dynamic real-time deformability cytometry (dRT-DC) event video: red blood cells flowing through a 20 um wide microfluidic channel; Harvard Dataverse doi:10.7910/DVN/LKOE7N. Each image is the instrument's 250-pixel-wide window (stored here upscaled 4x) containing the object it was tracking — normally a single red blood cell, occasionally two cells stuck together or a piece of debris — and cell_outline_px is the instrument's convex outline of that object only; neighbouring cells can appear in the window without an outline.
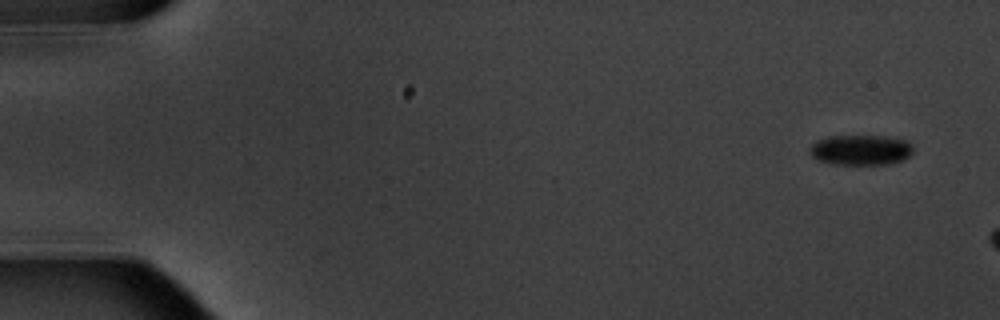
{"species": "common noctule bat (a hibernating species)", "species_latin": "Nyctalus noctula", "temperature_condition": "warm", "stored_images_in_passage": 3, "camera_frame_rate_fps": 3000, "um_per_image_px": 0.085, "animal": {"sex": "male", "body_mass_g": 20.1, "forearm_length_mm": 53.5}, "frame": {"image": 1, "passage_image": 1, "time_ms": 0.0, "image_size_px": [1000, 320], "cell_outline_px": [[912, 152], [904, 160], [888, 164], [832, 164], [816, 160], [812, 156], [808, 148], [816, 140], [832, 136], [884, 136], [904, 140], [912, 144]], "centroid_in_image_um": [73.13, 12.75], "position_along_channel_um": 11.9, "area_um2": 18.26}}